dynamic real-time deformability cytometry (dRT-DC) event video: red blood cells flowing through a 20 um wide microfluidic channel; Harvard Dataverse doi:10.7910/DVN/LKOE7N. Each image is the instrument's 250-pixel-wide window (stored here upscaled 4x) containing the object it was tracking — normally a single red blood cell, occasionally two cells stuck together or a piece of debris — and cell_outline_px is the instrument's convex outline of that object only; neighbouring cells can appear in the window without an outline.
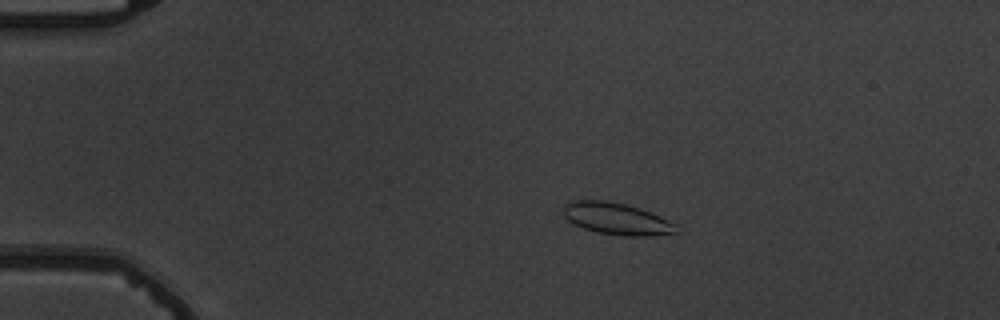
{"species": "common noctule bat (a hibernating species)", "species_latin": "Nyctalus noctula", "temperature_condition": "warm", "stored_images_in_passage": 10, "camera_frame_rate_fps": 3000, "um_per_image_px": 0.085, "animal": {"sex": "male", "body_mass_g": 19.5, "forearm_length_mm": 54.6}, "frame": {"image": 1, "passage_image": 2, "time_ms": 1.0, "image_size_px": [1000, 320], "cell_outline_px": [[676, 232], [652, 236], [624, 236], [596, 232], [584, 228], [568, 220], [564, 216], [564, 204], [572, 200], [608, 200], [640, 208], [660, 216], [676, 224]], "centroid_in_image_um": [52.4, 18.58], "position_along_channel_um": 32.6, "area_um2": 20.87}}
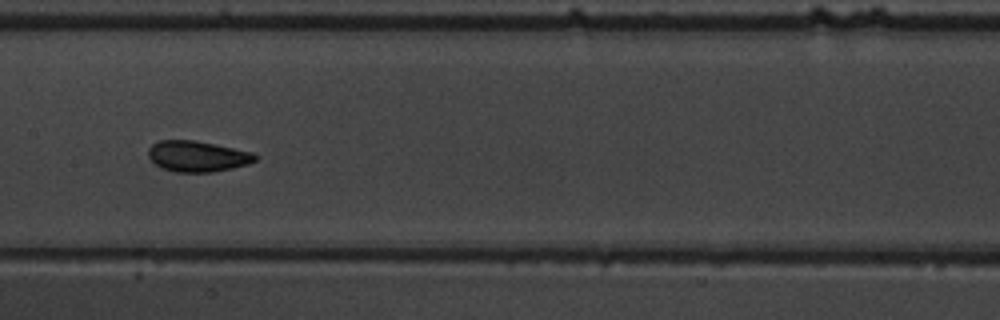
{"frame": {"image": 2, "passage_image": 7, "time_ms": 7.0, "image_size_px": [1000, 320], "cell_outline_px": [[260, 156], [256, 160], [248, 164], [232, 168], [212, 172], [176, 172], [160, 168], [148, 156], [148, 148], [152, 144], [160, 140], [196, 140], [252, 152]], "centroid_in_image_um": [16.78, 13.28], "position_along_channel_um": 190.6, "area_um2": 19.31}}
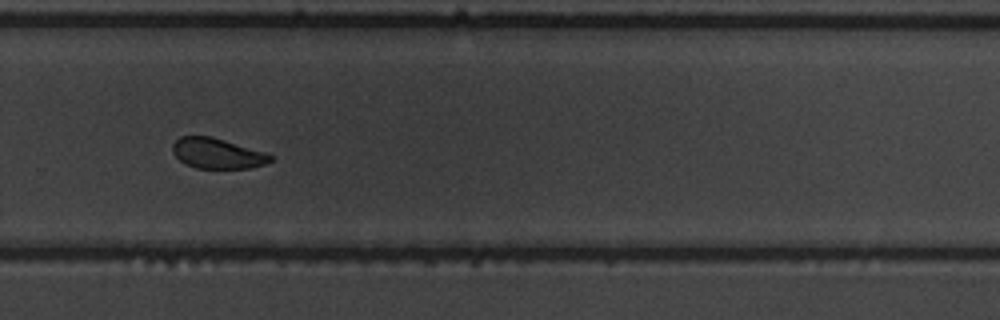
{"frame": {"image": 3, "passage_image": 10, "time_ms": 10.333, "image_size_px": [1000, 320], "cell_outline_px": [[272, 160], [264, 164], [248, 168], [196, 168], [184, 164], [172, 152], [172, 144], [180, 136], [212, 136], [268, 152], [272, 156]], "centroid_in_image_um": [18.47, 13.03], "position_along_channel_um": 311.3, "area_um2": 17.51}}